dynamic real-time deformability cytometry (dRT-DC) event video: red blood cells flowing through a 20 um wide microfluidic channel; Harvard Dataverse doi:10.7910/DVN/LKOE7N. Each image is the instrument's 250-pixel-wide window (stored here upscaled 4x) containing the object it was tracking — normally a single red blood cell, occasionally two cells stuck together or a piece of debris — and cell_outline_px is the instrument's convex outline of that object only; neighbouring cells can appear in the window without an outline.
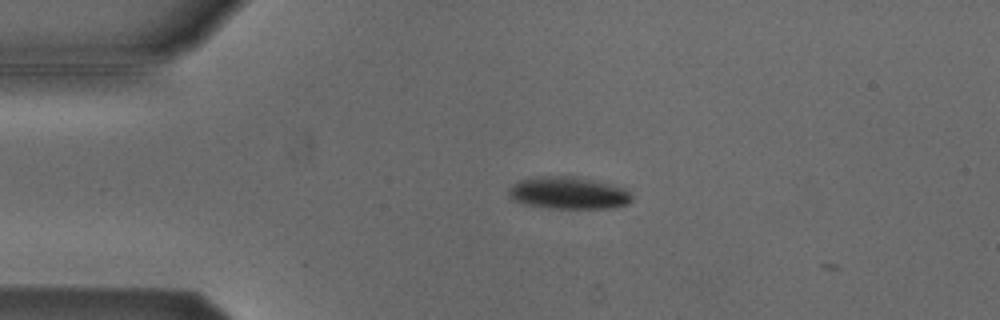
{"species": "Egyptian fruit bat (a non-hibernating species)", "species_latin": "Rousettus aegyptiacus", "temperature_condition": "cold", "stored_images_in_passage": 2, "camera_frame_rate_fps": 3000, "um_per_image_px": 0.085, "animal": {"sex": "male"}, "frame": {"image": 1, "passage_image": 1, "time_ms": 0.0, "image_size_px": [1000, 320], "cell_outline_px": [[632, 200], [628, 204], [612, 208], [548, 208], [528, 204], [512, 200], [508, 192], [512, 184], [520, 180], [540, 176], [576, 176], [624, 188], [632, 196]], "centroid_in_image_um": [48.31, 16.4], "position_along_channel_um": 36.7, "area_um2": 22.95}}